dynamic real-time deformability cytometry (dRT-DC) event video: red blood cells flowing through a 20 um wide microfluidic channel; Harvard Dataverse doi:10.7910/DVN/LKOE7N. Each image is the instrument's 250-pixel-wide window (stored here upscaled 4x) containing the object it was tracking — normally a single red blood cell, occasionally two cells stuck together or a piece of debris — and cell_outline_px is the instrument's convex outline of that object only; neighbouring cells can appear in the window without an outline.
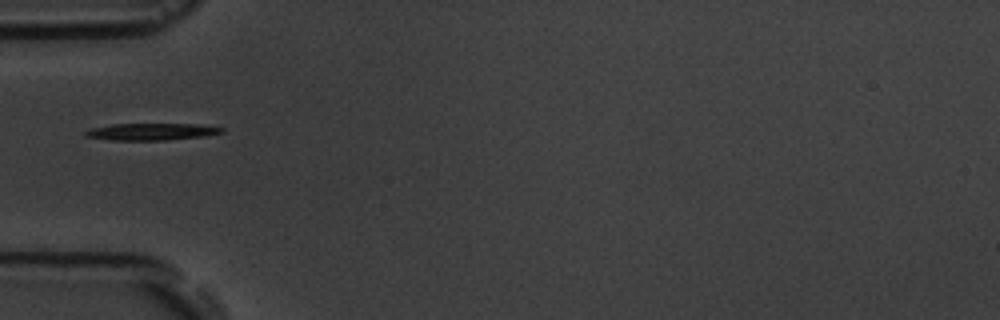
{"species": "common noctule bat (a hibernating species)", "species_latin": "Nyctalus noctula", "temperature_condition": "room temperature", "stored_images_in_passage": 17, "camera_frame_rate_fps": 3000, "um_per_image_px": 0.085, "animal": {"sex": "male", "body_mass_g": 19.5, "forearm_length_mm": 54.6}, "frame": {"image": 1, "passage_image": 6, "time_ms": 5.667, "image_size_px": [1000, 320], "cell_outline_px": [[224, 132], [204, 136], [164, 140], [112, 140], [84, 136], [84, 132], [92, 128], [112, 124], [196, 124], [224, 128]], "centroid_in_image_um": [12.87, 11.19], "position_along_channel_um": 72.1, "area_um2": 13.29}}
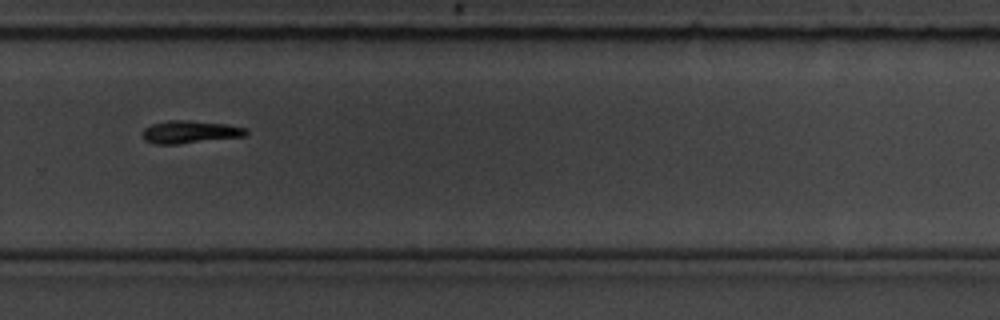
{"frame": {"image": 2, "passage_image": 12, "time_ms": 12.333, "image_size_px": [1000, 320], "cell_outline_px": [[248, 132], [244, 136], [176, 144], [152, 144], [144, 140], [144, 128], [152, 124], [168, 120], [188, 120], [228, 124], [248, 128]], "centroid_in_image_um": [16.16, 11.21], "position_along_channel_um": 313.6, "area_um2": 13.64}}
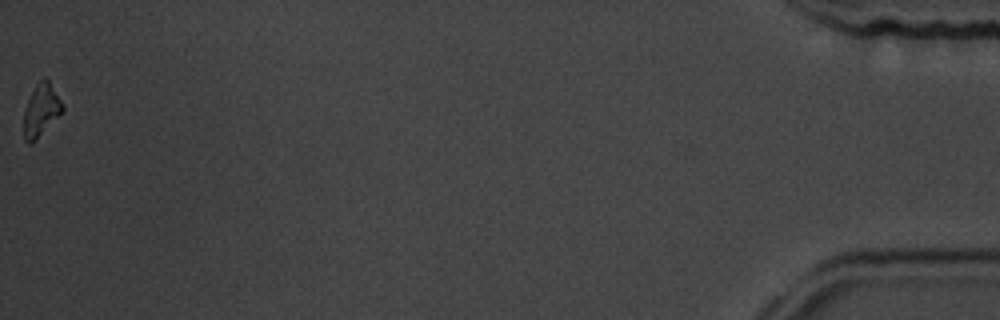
{"frame": {"image": 3, "passage_image": 17, "time_ms": 18.333, "image_size_px": [1000, 320], "cell_outline_px": [[64, 108], [60, 116], [32, 144], [28, 144], [24, 140], [24, 112], [28, 100], [36, 84], [44, 76], [48, 80], [64, 104]], "centroid_in_image_um": [3.51, 9.39], "position_along_channel_um": 431.7, "area_um2": 11.91}, "authors_computed_cell_mechanics": {"area_um2": 13.4096, "velocity_mm_per_s": 3.625, "shape_relaxation_time_tau1_ms": 3.1194, "shape_relaxation_time_tau2_ms": null, "deformation_change_tau1": 0.1673, "deformation_change_tau2": null}}